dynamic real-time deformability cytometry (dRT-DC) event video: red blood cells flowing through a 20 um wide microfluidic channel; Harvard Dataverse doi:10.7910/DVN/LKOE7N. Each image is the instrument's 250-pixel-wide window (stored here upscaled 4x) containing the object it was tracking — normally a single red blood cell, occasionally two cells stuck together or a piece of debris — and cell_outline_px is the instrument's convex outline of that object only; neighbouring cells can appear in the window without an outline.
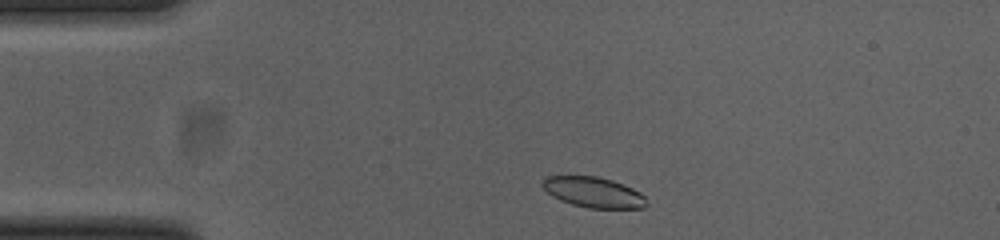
{"species": "common noctule bat (a hibernating species)", "species_latin": "Nyctalus noctula", "temperature_condition": "cold", "stored_images_in_passage": 40, "camera_frame_rate_fps": 3000, "um_per_image_px": 0.085, "animal": {"sex": "female", "body_mass_g": 23.0, "forearm_length_mm": 53.4}, "frame": {"image": 1, "passage_image": 2, "time_ms": 0.333, "image_size_px": [1000, 240], "cell_outline_px": [[648, 204], [644, 208], [588, 208], [572, 204], [560, 200], [552, 196], [540, 184], [544, 176], [596, 176], [612, 180], [632, 188], [640, 192], [644, 196]], "centroid_in_image_um": [50.43, 16.34], "position_along_channel_um": 34.6, "area_um2": 18.5}}
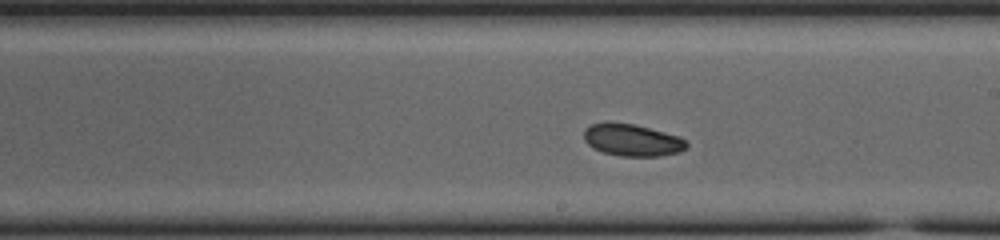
{"frame": {"image": 2, "passage_image": 21, "time_ms": 6.667, "image_size_px": [1000, 240], "cell_outline_px": [[688, 144], [680, 152], [660, 156], [620, 156], [604, 152], [588, 144], [584, 140], [584, 132], [592, 124], [632, 124], [680, 136], [688, 140]], "centroid_in_image_um": [53.81, 11.94], "position_along_channel_um": 235.2, "area_um2": 18.61}}
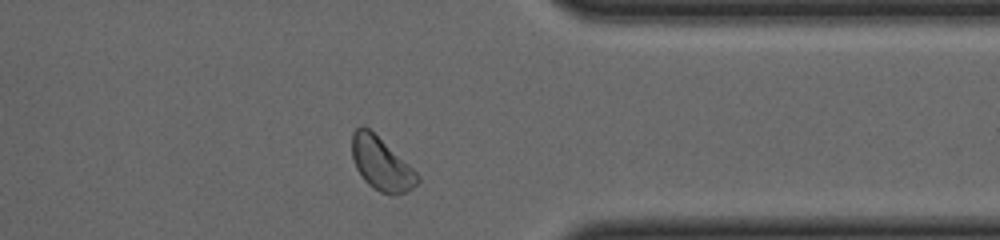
{"frame": {"image": 3, "passage_image": 33, "time_ms": 10.667, "image_size_px": [1000, 240], "cell_outline_px": [[420, 180], [412, 188], [404, 192], [392, 196], [380, 192], [372, 188], [364, 180], [356, 168], [352, 156], [352, 132], [360, 124], [364, 124], [408, 164], [420, 176]], "centroid_in_image_um": [32.38, 13.93], "position_along_channel_um": 379.0, "area_um2": 20.11}, "authors_computed_cell_mechanics": {"area_um2": 19.4786, "velocity_mm_per_s": 3.8147, "shape_relaxation_time_tau1_ms": 2.9509, "shape_relaxation_time_tau2_ms": null, "deformation_change_tau1": 0.0758, "deformation_change_tau2": null}}